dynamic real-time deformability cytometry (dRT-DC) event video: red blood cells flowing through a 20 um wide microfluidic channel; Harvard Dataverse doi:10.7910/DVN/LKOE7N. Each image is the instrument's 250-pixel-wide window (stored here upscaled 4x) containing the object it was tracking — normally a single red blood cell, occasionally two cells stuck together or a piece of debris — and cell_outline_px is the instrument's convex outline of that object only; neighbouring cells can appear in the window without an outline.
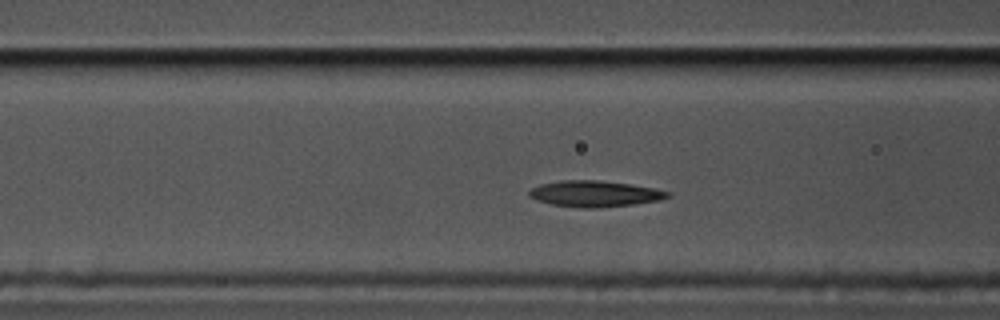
{"species": "common noctule bat (a hibernating species)", "species_latin": "Nyctalus noctula", "temperature_condition": "cold", "stored_images_in_passage": 48, "camera_frame_rate_fps": 3000, "um_per_image_px": 0.085, "animal": {"sex": "male", "body_mass_g": 17.5, "forearm_length_mm": 52.3}, "frame": {"image": 1, "passage_image": 11, "time_ms": 3.333, "image_size_px": [1000, 320], "cell_outline_px": [[672, 196], [660, 200], [632, 204], [600, 208], [580, 208], [552, 204], [536, 200], [528, 196], [528, 192], [532, 188], [540, 184], [560, 180], [596, 180], [632, 184], [672, 192]], "centroid_in_image_um": [50.55, 16.47], "position_along_channel_um": 116.0, "area_um2": 21.15}}
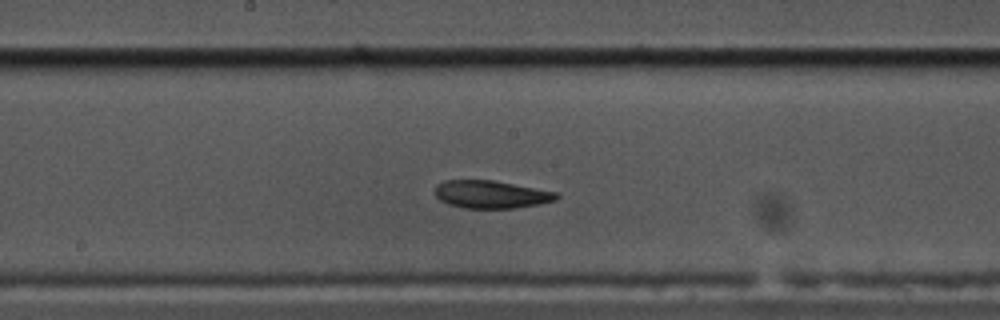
{"frame": {"image": 2, "passage_image": 19, "time_ms": 6.0, "image_size_px": [1000, 320], "cell_outline_px": [[560, 196], [556, 200], [540, 204], [516, 208], [464, 208], [448, 204], [440, 200], [436, 196], [436, 188], [444, 180], [492, 180], [556, 192]], "centroid_in_image_um": [41.76, 16.53], "position_along_channel_um": 206.4, "area_um2": 19.48}}
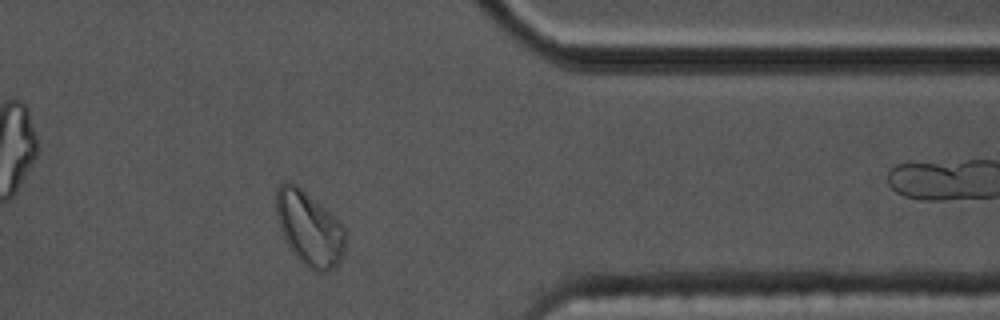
{"frame": {"image": 3, "passage_image": 36, "time_ms": 11.667, "image_size_px": [1000, 320], "cell_outline_px": [[344, 256], [340, 264], [328, 272], [316, 272], [308, 268], [292, 252], [280, 228], [276, 212], [276, 188], [284, 180], [288, 180], [296, 184], [324, 208], [344, 228]], "centroid_in_image_um": [26.28, 19.44], "position_along_channel_um": 385.1, "area_um2": 29.65}, "authors_computed_cell_mechanics": {"area_um2": 20.9814, "velocity_mm_per_s": 3.4079, "shape_relaxation_time_tau1_ms": 5.4501, "shape_relaxation_time_tau2_ms": 2.3243, "deformation_change_tau1": 0.1638, "deformation_change_tau2": 0.0627}}